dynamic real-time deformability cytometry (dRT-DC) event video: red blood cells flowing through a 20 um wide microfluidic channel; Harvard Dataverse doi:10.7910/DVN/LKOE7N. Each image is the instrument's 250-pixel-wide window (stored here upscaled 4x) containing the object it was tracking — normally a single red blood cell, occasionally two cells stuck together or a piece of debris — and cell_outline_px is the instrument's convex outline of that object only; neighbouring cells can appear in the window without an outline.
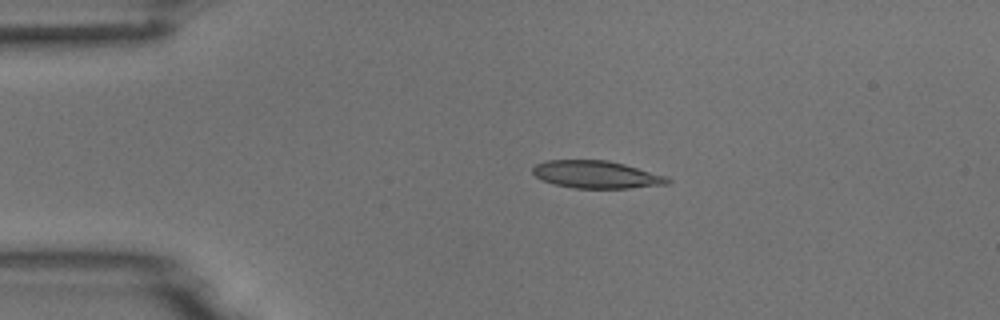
{"species": "common noctule bat (a hibernating species)", "species_latin": "Nyctalus noctula", "temperature_condition": "room temperature", "stored_images_in_passage": 4, "camera_frame_rate_fps": 3000, "um_per_image_px": 0.085, "animal": {"sex": "male", "body_mass_g": 18.8}, "frame": {"image": 1, "passage_image": 3, "time_ms": 3.0, "image_size_px": [1000, 320], "cell_outline_px": [[672, 180], [668, 184], [628, 188], [576, 188], [556, 184], [544, 180], [536, 176], [532, 172], [532, 168], [536, 164], [548, 160], [608, 160], [624, 164], [668, 176]], "centroid_in_image_um": [50.73, 14.83], "position_along_channel_um": 34.3, "area_um2": 21.5}}